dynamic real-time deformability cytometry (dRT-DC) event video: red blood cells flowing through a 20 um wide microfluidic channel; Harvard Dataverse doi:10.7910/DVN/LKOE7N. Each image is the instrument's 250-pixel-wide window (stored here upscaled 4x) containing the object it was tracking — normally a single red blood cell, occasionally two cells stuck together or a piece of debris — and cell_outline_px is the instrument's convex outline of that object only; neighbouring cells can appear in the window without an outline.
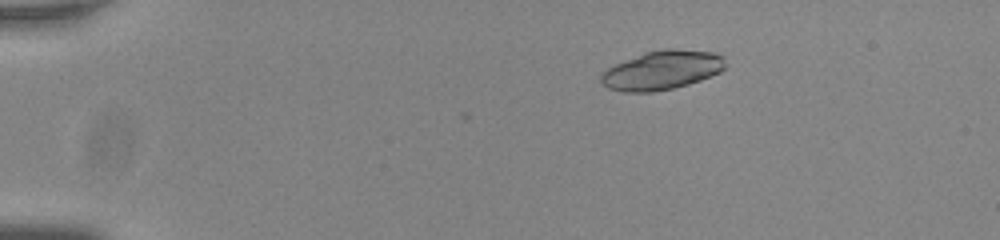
{"species": "common noctule bat (a hibernating species)", "species_latin": "Nyctalus noctula", "temperature_condition": "room temperature", "stored_images_in_passage": 5, "camera_frame_rate_fps": 3000, "um_per_image_px": 0.085, "animal": {"sex": "male", "body_mass_g": 20.0, "forearm_length_mm": 53.3}, "frame": {"image": 1, "passage_image": 1, "time_ms": 0.0, "image_size_px": [1000, 240], "cell_outline_px": [[724, 68], [720, 72], [700, 80], [688, 84], [672, 88], [652, 92], [624, 92], [608, 88], [600, 80], [600, 76], [608, 68], [616, 64], [644, 52], [668, 48], [672, 48], [712, 52], [724, 56]], "centroid_in_image_um": [56.27, 5.96], "position_along_channel_um": 28.7, "area_um2": 28.03}}